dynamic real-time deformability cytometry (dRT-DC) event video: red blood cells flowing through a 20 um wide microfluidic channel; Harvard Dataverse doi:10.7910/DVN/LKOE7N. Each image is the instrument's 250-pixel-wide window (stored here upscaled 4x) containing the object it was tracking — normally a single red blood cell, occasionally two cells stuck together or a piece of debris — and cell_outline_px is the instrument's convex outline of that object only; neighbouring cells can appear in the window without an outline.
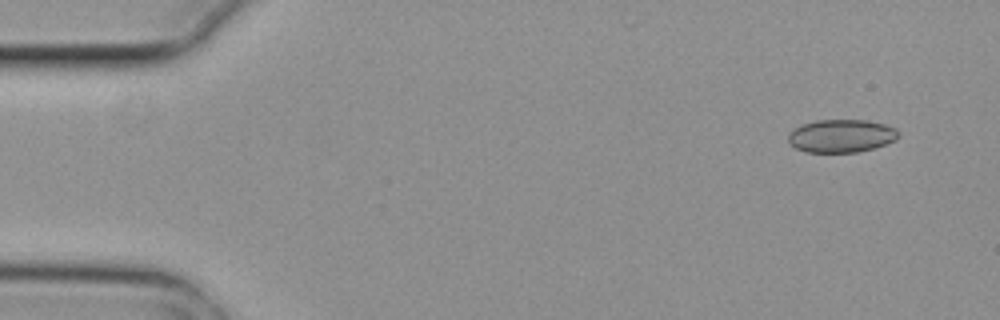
{"species": "common noctule bat (a hibernating species)", "species_latin": "Nyctalus noctula", "temperature_condition": "cold", "stored_images_in_passage": 5, "camera_frame_rate_fps": 3000, "um_per_image_px": 0.085, "animal": {"sex": "female", "body_mass_g": 29.2, "forearm_length_mm": 56.3}, "frame": {"image": 1, "passage_image": 1, "time_ms": 0.0, "image_size_px": [1000, 320], "cell_outline_px": [[900, 136], [896, 140], [872, 148], [856, 152], [804, 152], [796, 148], [788, 140], [788, 136], [796, 128], [804, 124], [816, 120], [864, 120], [884, 124], [896, 128], [900, 132]], "centroid_in_image_um": [71.55, 11.55], "position_along_channel_um": 13.5, "area_um2": 20.98}}
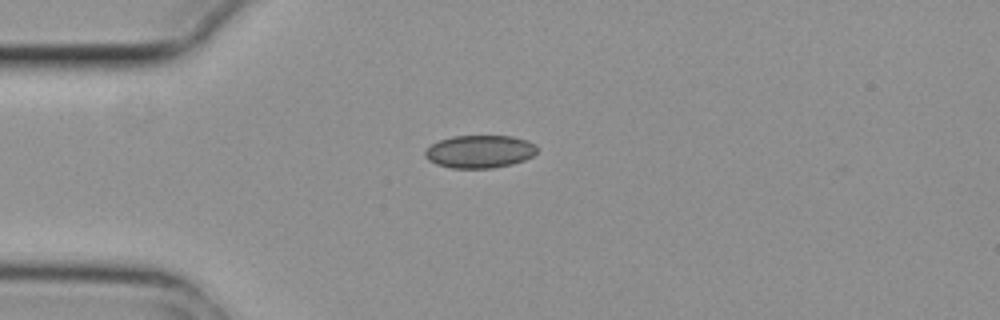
{"frame": {"image": 2, "passage_image": 4, "time_ms": 1.0, "image_size_px": [1000, 320], "cell_outline_px": [[536, 152], [532, 156], [524, 160], [512, 164], [492, 168], [452, 168], [436, 164], [428, 160], [424, 156], [424, 152], [432, 144], [440, 140], [452, 136], [512, 136], [528, 140], [536, 144]], "centroid_in_image_um": [40.78, 12.88], "position_along_channel_um": 44.2, "area_um2": 21.44}}
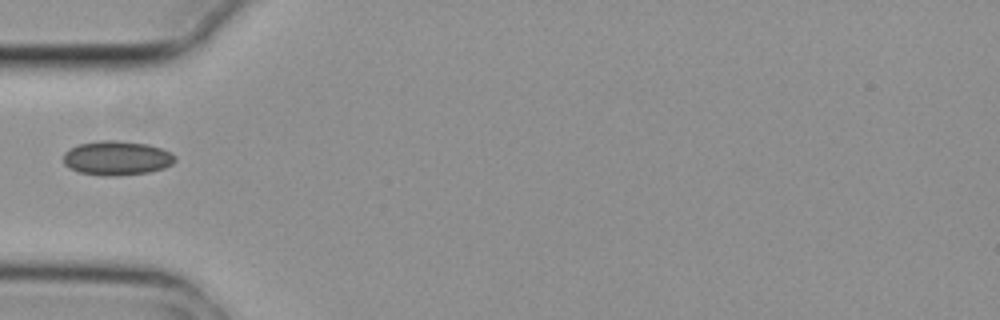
{"frame": {"image": 3, "passage_image": 5, "time_ms": 1.333, "image_size_px": [1000, 320], "cell_outline_px": [[176, 160], [172, 164], [164, 168], [148, 172], [116, 176], [104, 176], [80, 172], [68, 168], [64, 164], [64, 152], [68, 148], [76, 144], [100, 140], [116, 140], [148, 144], [172, 152], [176, 156]], "centroid_in_image_um": [9.92, 13.42], "position_along_channel_um": 75.1, "area_um2": 22.6}}